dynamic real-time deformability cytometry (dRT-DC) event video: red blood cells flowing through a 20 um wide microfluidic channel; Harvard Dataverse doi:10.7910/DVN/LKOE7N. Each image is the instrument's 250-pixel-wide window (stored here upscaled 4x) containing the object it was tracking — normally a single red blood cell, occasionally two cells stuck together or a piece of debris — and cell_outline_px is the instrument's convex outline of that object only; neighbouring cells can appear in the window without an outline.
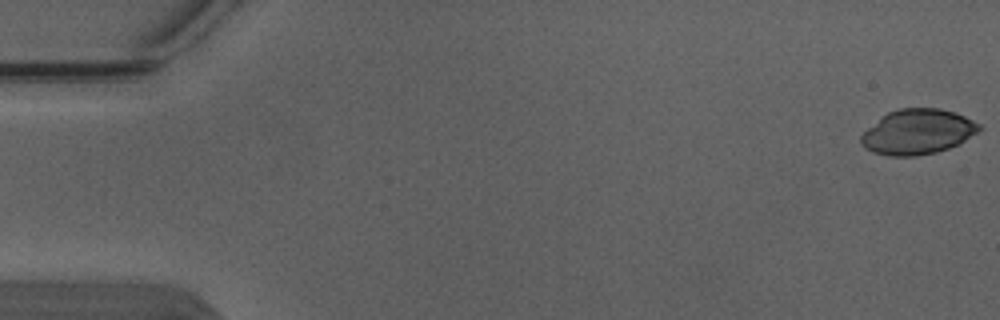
{"species": "Egyptian fruit bat (a non-hibernating species)", "species_latin": "Rousettus aegyptiacus", "temperature_condition": "warm", "stored_images_in_passage": 5, "camera_frame_rate_fps": 3000, "um_per_image_px": 0.085, "animal": {"sex": "male"}, "frame": {"image": 1, "passage_image": 1, "time_ms": 0.0, "image_size_px": [1000, 320], "cell_outline_px": [[984, 128], [964, 140], [948, 148], [936, 152], [916, 156], [888, 156], [872, 152], [864, 148], [860, 144], [860, 136], [868, 128], [888, 112], [900, 108], [940, 108], [964, 116], [980, 124]], "centroid_in_image_um": [77.98, 11.21], "position_along_channel_um": 7.0, "area_um2": 30.87}}